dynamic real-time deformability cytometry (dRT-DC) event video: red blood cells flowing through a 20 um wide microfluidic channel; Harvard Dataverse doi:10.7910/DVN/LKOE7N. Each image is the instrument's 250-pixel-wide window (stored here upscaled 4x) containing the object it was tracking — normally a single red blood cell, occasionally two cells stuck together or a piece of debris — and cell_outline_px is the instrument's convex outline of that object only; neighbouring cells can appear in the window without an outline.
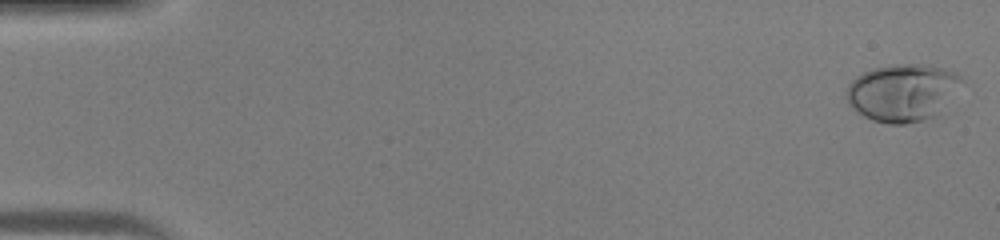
{"species": "human", "species_latin": "Homo sapiens", "temperature_condition": "warm", "stored_images_in_passage": 45, "camera_frame_rate_fps": 3000, "um_per_image_px": 0.085, "donor": {"sex": "male"}, "frame": {"image": 1, "passage_image": 1, "time_ms": 0.0, "image_size_px": [1000, 240], "cell_outline_px": [[964, 80], [940, 116], [924, 120], [904, 124], [888, 124], [872, 120], [864, 116], [848, 104], [844, 96], [848, 84], [856, 76], [872, 68], [896, 64], [928, 64], [944, 68], [956, 72]], "centroid_in_image_um": [76.74, 7.87], "position_along_channel_um": 8.3, "area_um2": 39.25}}
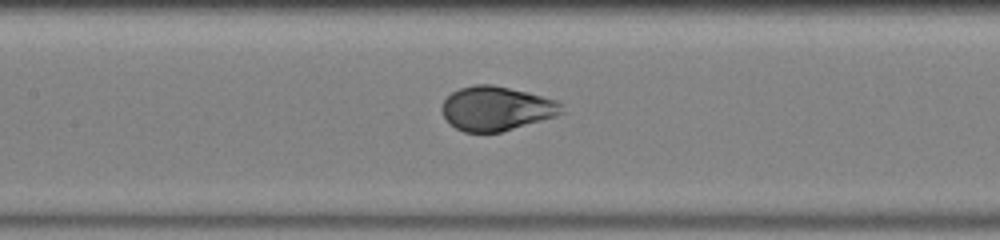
{"frame": {"image": 2, "passage_image": 22, "time_ms": 7.0, "image_size_px": [1000, 240], "cell_outline_px": [[564, 112], [556, 116], [500, 132], [464, 132], [456, 128], [444, 116], [440, 108], [444, 100], [452, 92], [460, 88], [476, 84], [492, 84], [528, 92], [556, 100], [560, 104]], "centroid_in_image_um": [42.18, 9.21], "position_along_channel_um": 165.2, "area_um2": 30.63}}
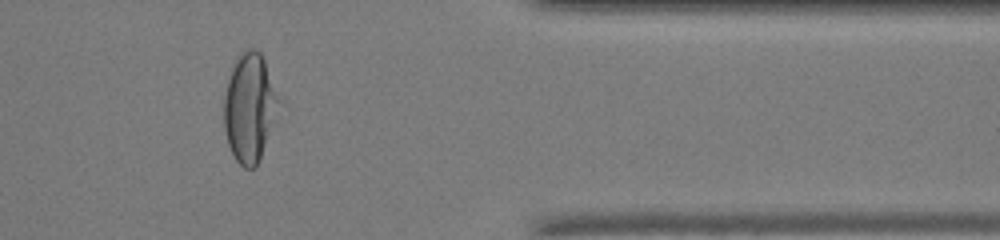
{"frame": {"image": 3, "passage_image": 38, "time_ms": 12.333, "image_size_px": [1000, 240], "cell_outline_px": [[284, 104], [260, 160], [256, 168], [244, 168], [236, 160], [228, 144], [224, 128], [224, 96], [232, 64], [240, 52], [248, 48], [256, 48], [260, 52], [264, 60]], "centroid_in_image_um": [21.28, 9.15], "position_along_channel_um": 390.1, "area_um2": 35.84}}